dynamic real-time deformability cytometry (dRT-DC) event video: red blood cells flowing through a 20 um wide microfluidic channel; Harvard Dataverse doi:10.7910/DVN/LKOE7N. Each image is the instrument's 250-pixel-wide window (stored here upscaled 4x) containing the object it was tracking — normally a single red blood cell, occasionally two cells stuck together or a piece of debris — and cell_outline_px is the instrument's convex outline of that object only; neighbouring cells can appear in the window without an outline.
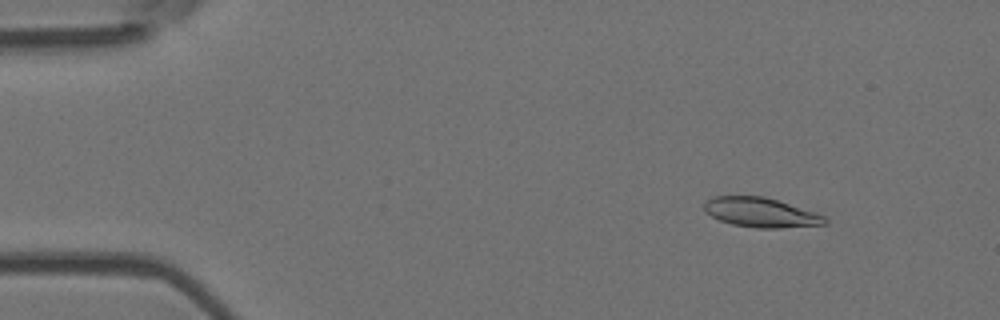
{"species": "Egyptian fruit bat (a non-hibernating species)", "species_latin": "Rousettus aegyptiacus", "temperature_condition": "room temperature", "stored_images_in_passage": 50, "camera_frame_rate_fps": 3000, "um_per_image_px": 0.085, "animal": {"sex": "female"}, "frame": {"image": 1, "passage_image": 6, "time_ms": 1.667, "image_size_px": [1000, 320], "cell_outline_px": [[828, 224], [780, 228], [756, 228], [732, 224], [720, 220], [704, 212], [704, 204], [712, 196], [764, 196], [824, 216], [828, 220]], "centroid_in_image_um": [64.63, 18.07], "position_along_channel_um": 20.4, "area_um2": 20.52}}
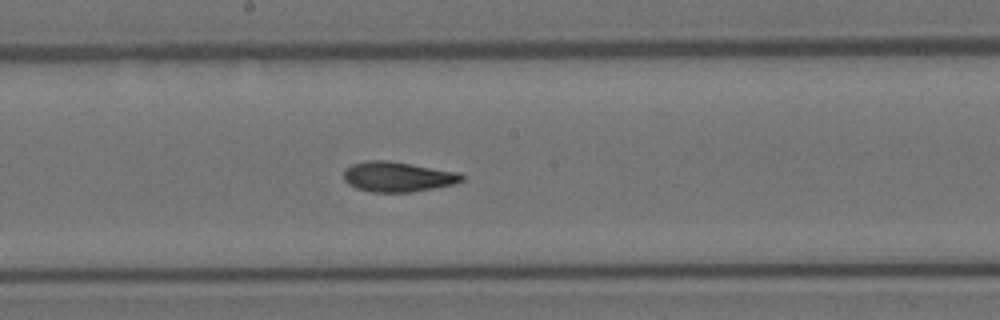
{"frame": {"image": 2, "passage_image": 27, "time_ms": 8.667, "image_size_px": [1000, 320], "cell_outline_px": [[464, 180], [456, 184], [412, 192], [372, 192], [356, 188], [348, 184], [344, 180], [344, 168], [352, 164], [364, 160], [388, 160], [460, 172], [464, 176]], "centroid_in_image_um": [33.81, 15.02], "position_along_channel_um": 214.4, "area_um2": 20.98}}
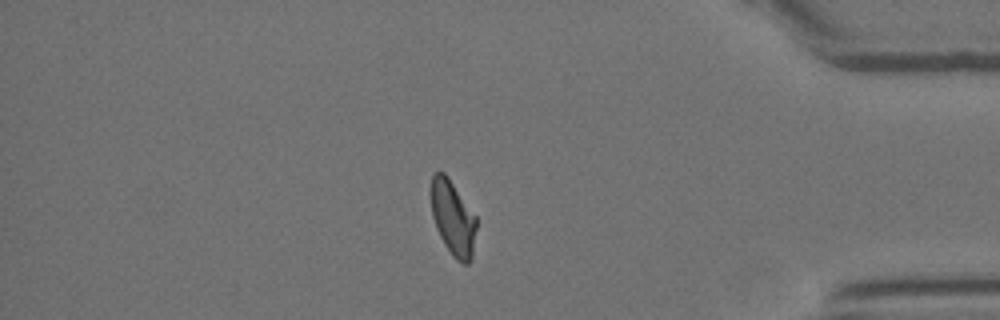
{"frame": {"image": 3, "passage_image": 43, "time_ms": 14.0, "image_size_px": [1000, 320], "cell_outline_px": [[476, 228], [472, 260], [468, 264], [464, 264], [456, 260], [452, 256], [444, 244], [436, 228], [432, 216], [428, 192], [428, 188], [432, 176], [436, 172], [444, 172], [448, 176], [476, 216]], "centroid_in_image_um": [38.46, 18.51], "position_along_channel_um": 396.7, "area_um2": 20.35}, "authors_computed_cell_mechanics": {"area_um2": 20.6346, "velocity_mm_per_s": 4.0212, "shape_relaxation_time_tau1_ms": null, "shape_relaxation_time_tau2_ms": 2.1273, "deformation_change_tau1": null, "deformation_change_tau2": 0.0884}}